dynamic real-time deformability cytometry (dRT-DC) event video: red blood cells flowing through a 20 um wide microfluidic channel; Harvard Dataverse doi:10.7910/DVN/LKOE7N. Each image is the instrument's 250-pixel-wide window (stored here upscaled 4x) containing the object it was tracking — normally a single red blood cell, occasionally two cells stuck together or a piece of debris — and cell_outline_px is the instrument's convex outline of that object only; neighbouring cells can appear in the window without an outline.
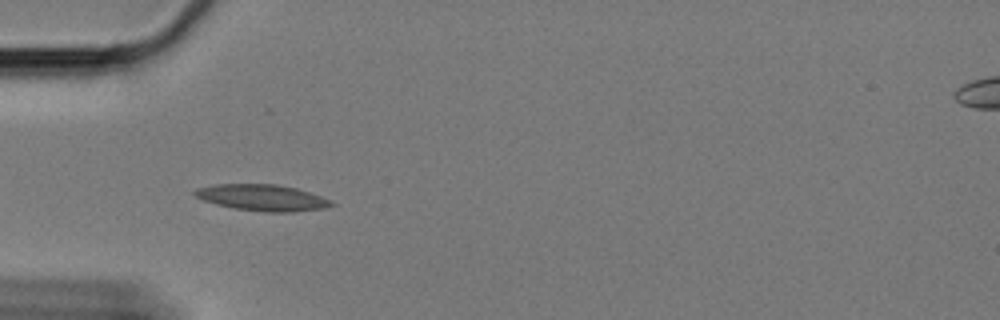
{"species": "Egyptian fruit bat (a non-hibernating species)", "species_latin": "Rousettus aegyptiacus", "temperature_condition": "cold", "stored_images_in_passage": 9, "camera_frame_rate_fps": 3000, "um_per_image_px": 0.085, "animal": {"sex": "female"}, "frame": {"image": 1, "passage_image": 1, "time_ms": 0.0, "image_size_px": [1000, 320], "cell_outline_px": [[336, 204], [324, 208], [292, 212], [264, 212], [232, 208], [216, 204], [204, 200], [196, 196], [192, 192], [196, 188], [216, 184], [276, 184], [296, 188], [332, 200]], "centroid_in_image_um": [22.29, 16.8], "position_along_channel_um": 62.7, "area_um2": 20.92}}
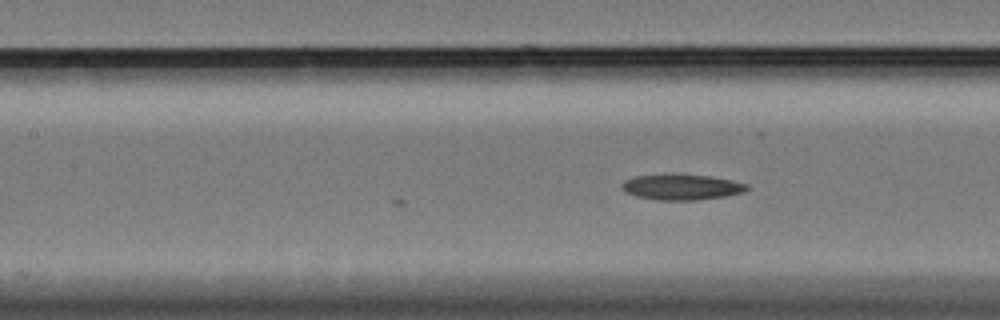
{"frame": {"image": 2, "passage_image": 9, "time_ms": 2.667, "image_size_px": [1000, 320], "cell_outline_px": [[748, 188], [744, 192], [724, 196], [696, 200], [656, 200], [636, 196], [624, 192], [620, 188], [620, 184], [624, 180], [636, 176], [664, 172], [672, 172], [708, 176], [732, 180], [748, 184]], "centroid_in_image_um": [57.85, 15.87], "position_along_channel_um": 149.5, "area_um2": 19.31}}